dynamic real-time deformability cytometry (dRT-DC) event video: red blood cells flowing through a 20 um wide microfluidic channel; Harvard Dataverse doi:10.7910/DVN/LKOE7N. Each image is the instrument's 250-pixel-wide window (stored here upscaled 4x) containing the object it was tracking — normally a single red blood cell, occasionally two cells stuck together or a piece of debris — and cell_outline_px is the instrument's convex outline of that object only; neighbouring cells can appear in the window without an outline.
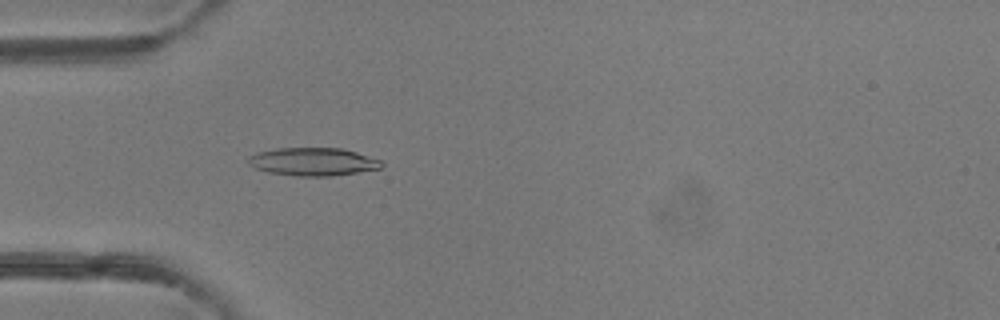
{"species": "common noctule bat (a hibernating species)", "species_latin": "Nyctalus noctula", "temperature_condition": "room temperature", "stored_images_in_passage": 49, "camera_frame_rate_fps": 3000, "um_per_image_px": 0.085, "animal": {"sex": "female"}, "frame": {"image": 1, "passage_image": 15, "time_ms": 4.667, "image_size_px": [1000, 320], "cell_outline_px": [[384, 164], [380, 168], [332, 176], [296, 176], [268, 172], [256, 168], [248, 164], [248, 156], [256, 152], [276, 148], [340, 148], [356, 152], [380, 160]], "centroid_in_image_um": [26.56, 13.74], "position_along_channel_um": 58.4, "area_um2": 21.68}}
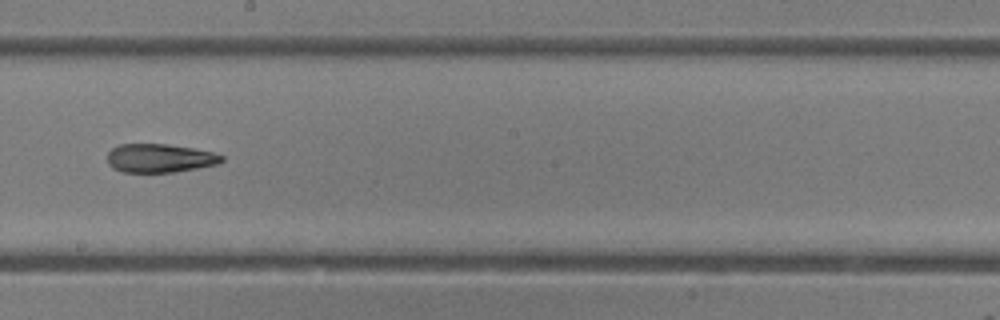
{"frame": {"image": 2, "passage_image": 28, "time_ms": 9.0, "image_size_px": [1000, 320], "cell_outline_px": [[224, 160], [216, 164], [196, 168], [172, 172], [124, 172], [112, 168], [108, 164], [108, 152], [112, 148], [120, 144], [164, 144], [192, 148], [212, 152], [224, 156]], "centroid_in_image_um": [13.55, 13.44], "position_along_channel_um": 234.7, "area_um2": 18.9}}
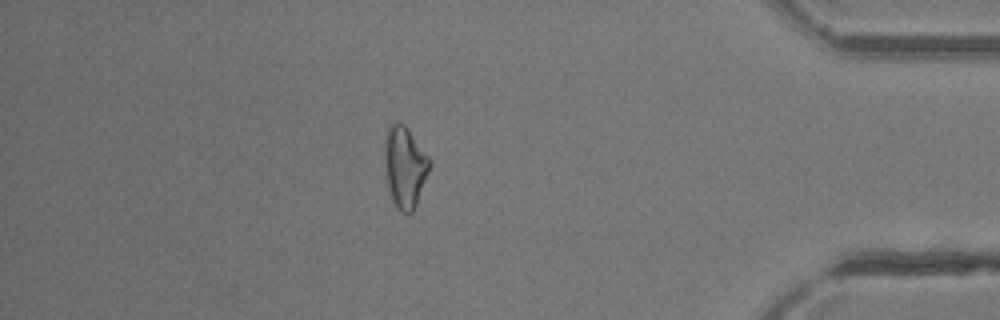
{"frame": {"image": 3, "passage_image": 43, "time_ms": 14.0, "image_size_px": [1000, 320], "cell_outline_px": [[432, 164], [416, 204], [412, 212], [408, 216], [400, 212], [396, 208], [392, 200], [388, 188], [384, 160], [384, 140], [388, 124], [396, 120], [404, 124], [408, 128], [432, 160]], "centroid_in_image_um": [34.4, 14.16], "position_along_channel_um": 400.8, "area_um2": 21.91}, "authors_computed_cell_mechanics": {"area_um2": 20.7502, "velocity_mm_per_s": 4.1448, "shape_relaxation_time_tau1_ms": 8.0931, "shape_relaxation_time_tau2_ms": 2.7923, "deformation_change_tau1": 0.2232, "deformation_change_tau2": 0.131}}